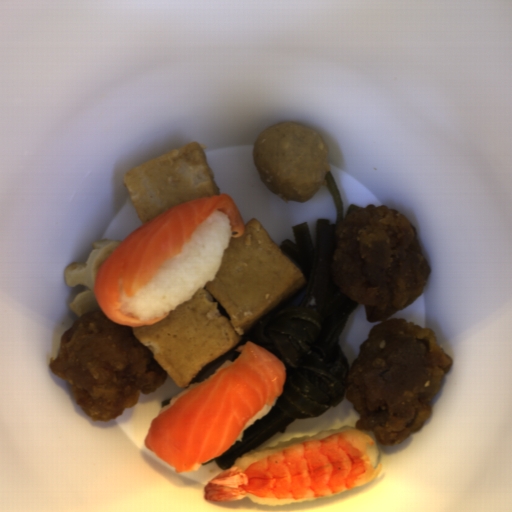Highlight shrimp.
Segmentation results:
<instances>
[{
    "instance_id": "1",
    "label": "shrimp",
    "mask_w": 512,
    "mask_h": 512,
    "mask_svg": "<svg viewBox=\"0 0 512 512\" xmlns=\"http://www.w3.org/2000/svg\"><path fill=\"white\" fill-rule=\"evenodd\" d=\"M373 439L360 429L335 432L319 440L292 443L250 465L231 466L210 479L203 497L234 502L251 494L266 499L296 500L351 490L375 479L367 445Z\"/></svg>"
}]
</instances>
